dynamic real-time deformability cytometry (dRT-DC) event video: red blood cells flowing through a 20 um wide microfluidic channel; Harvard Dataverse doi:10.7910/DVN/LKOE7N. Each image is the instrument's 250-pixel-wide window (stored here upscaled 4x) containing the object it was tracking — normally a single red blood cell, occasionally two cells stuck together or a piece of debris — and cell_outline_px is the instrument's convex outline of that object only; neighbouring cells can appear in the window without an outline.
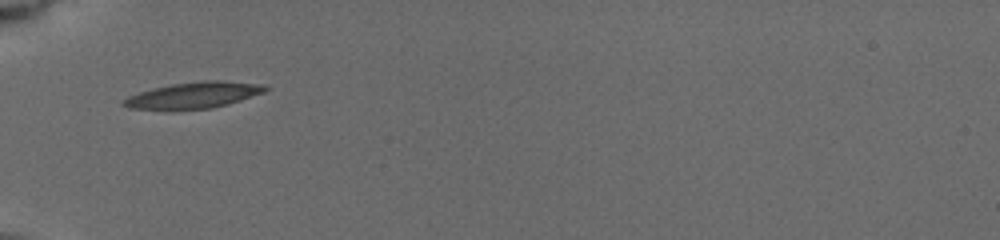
{"species": "common noctule bat (a hibernating species)", "species_latin": "Nyctalus noctula", "temperature_condition": "cold", "stored_images_in_passage": 39, "camera_frame_rate_fps": 3000, "um_per_image_px": 0.085, "animal": {"sex": "female", "body_mass_g": 19.5, "forearm_length_mm": 54.1}, "frame": {"image": 1, "passage_image": 1, "time_ms": 0.0, "image_size_px": [1000, 240], "cell_outline_px": [[268, 88], [264, 92], [228, 104], [212, 108], [172, 112], [168, 112], [128, 108], [120, 104], [120, 100], [128, 96], [140, 92], [172, 84], [204, 80], [216, 80], [260, 84]], "centroid_in_image_um": [16.33, 8.14], "position_along_channel_um": 68.7, "area_um2": 22.2}}
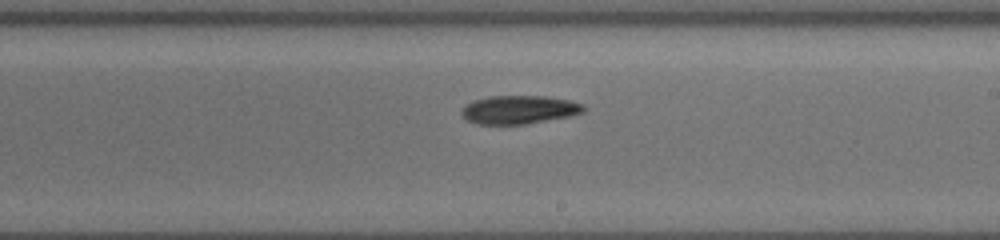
{"frame": {"image": 2, "passage_image": 17, "time_ms": 4.667, "image_size_px": [1000, 240], "cell_outline_px": [[584, 112], [568, 116], [524, 124], [476, 124], [468, 120], [460, 112], [468, 104], [476, 100], [492, 96], [544, 96], [568, 100], [584, 104]], "centroid_in_image_um": [44.14, 9.32], "position_along_channel_um": 244.9, "area_um2": 19.77}}
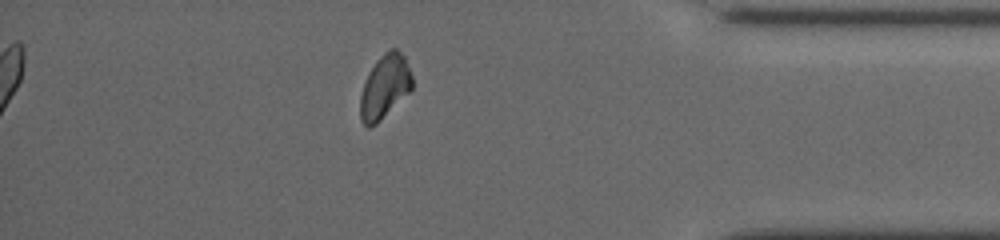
{"frame": {"image": 3, "passage_image": 33, "time_ms": 9.333, "image_size_px": [1000, 240], "cell_outline_px": [[412, 88], [376, 124], [368, 128], [360, 120], [360, 96], [368, 72], [376, 60], [384, 52], [392, 48], [396, 48], [404, 56], [412, 76]], "centroid_in_image_um": [32.68, 7.36], "position_along_channel_um": 402.5, "area_um2": 19.02}, "authors_computed_cell_mechanics": {"area_um2": 19.652, "velocity_mm_per_s": 3.8953, "shape_relaxation_time_tau1_ms": 10.5674, "shape_relaxation_time_tau2_ms": null, "deformation_change_tau1": 0.1713, "deformation_change_tau2": null}}